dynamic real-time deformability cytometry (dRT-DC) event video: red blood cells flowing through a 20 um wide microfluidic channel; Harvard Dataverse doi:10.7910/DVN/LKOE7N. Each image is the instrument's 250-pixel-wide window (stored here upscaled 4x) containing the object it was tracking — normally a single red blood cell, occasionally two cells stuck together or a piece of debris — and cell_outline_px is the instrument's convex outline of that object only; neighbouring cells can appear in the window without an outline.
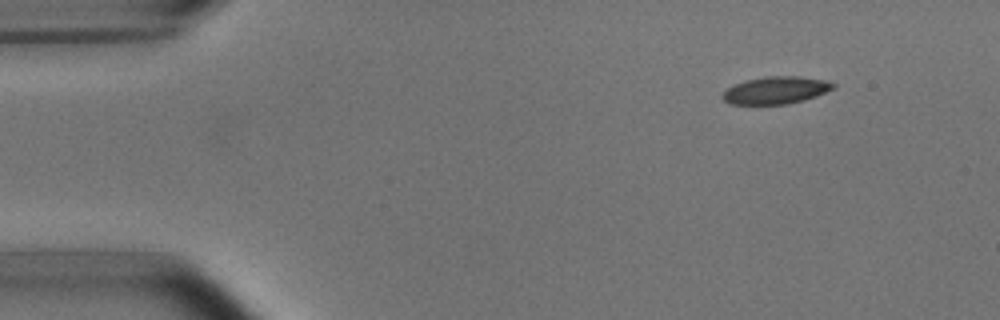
{"species": "common noctule bat (a hibernating species)", "species_latin": "Nyctalus noctula", "temperature_condition": "room temperature", "stored_images_in_passage": 7, "camera_frame_rate_fps": 3000, "um_per_image_px": 0.085, "animal": {"sex": "male", "body_mass_g": 15.6}, "frame": {"image": 1, "passage_image": 1, "time_ms": 0.0, "image_size_px": [1000, 320], "cell_outline_px": [[836, 84], [832, 88], [816, 96], [804, 100], [788, 104], [728, 104], [720, 96], [728, 88], [736, 84], [748, 80], [768, 76], [800, 76], [824, 80]], "centroid_in_image_um": [65.93, 7.68], "position_along_channel_um": 19.1, "area_um2": 17.4}}
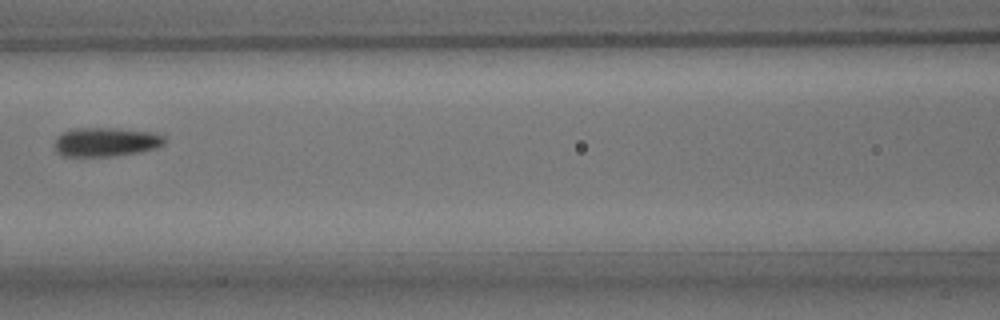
{"frame": {"image": 2, "passage_image": 6, "time_ms": 6.0, "image_size_px": [1000, 320], "cell_outline_px": [[164, 144], [156, 148], [140, 152], [116, 156], [60, 156], [56, 152], [56, 136], [72, 128], [112, 128], [152, 132], [164, 136]], "centroid_in_image_um": [8.98, 12.07], "position_along_channel_um": 157.6, "area_um2": 18.61}}
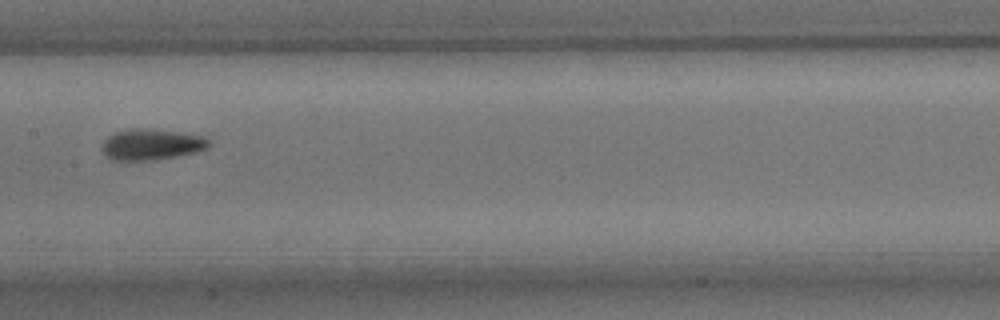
{"frame": {"image": 3, "passage_image": 7, "time_ms": 7.0, "image_size_px": [1000, 320], "cell_outline_px": [[212, 144], [208, 148], [196, 152], [176, 156], [152, 160], [112, 160], [100, 148], [104, 140], [108, 136], [116, 132], [132, 128], [144, 128], [180, 132], [204, 136], [212, 140]], "centroid_in_image_um": [12.92, 12.27], "position_along_channel_um": 194.5, "area_um2": 19.42}}